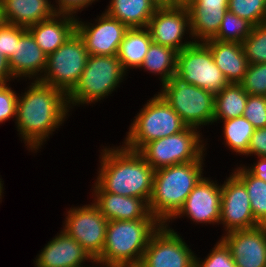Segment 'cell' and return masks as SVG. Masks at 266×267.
Wrapping results in <instances>:
<instances>
[{
	"instance_id": "ba28073f",
	"label": "cell",
	"mask_w": 266,
	"mask_h": 267,
	"mask_svg": "<svg viewBox=\"0 0 266 267\" xmlns=\"http://www.w3.org/2000/svg\"><path fill=\"white\" fill-rule=\"evenodd\" d=\"M186 127L183 131L146 143L138 152L154 170L195 162L206 152L208 139L202 131Z\"/></svg>"
},
{
	"instance_id": "83f0119b",
	"label": "cell",
	"mask_w": 266,
	"mask_h": 267,
	"mask_svg": "<svg viewBox=\"0 0 266 267\" xmlns=\"http://www.w3.org/2000/svg\"><path fill=\"white\" fill-rule=\"evenodd\" d=\"M176 63L177 51L152 42L139 69L142 68L145 72L156 75L161 82L159 85H162L176 73Z\"/></svg>"
},
{
	"instance_id": "d590c367",
	"label": "cell",
	"mask_w": 266,
	"mask_h": 267,
	"mask_svg": "<svg viewBox=\"0 0 266 267\" xmlns=\"http://www.w3.org/2000/svg\"><path fill=\"white\" fill-rule=\"evenodd\" d=\"M26 30V27L2 22L0 24V55L10 60L15 55L16 42Z\"/></svg>"
},
{
	"instance_id": "2e32d148",
	"label": "cell",
	"mask_w": 266,
	"mask_h": 267,
	"mask_svg": "<svg viewBox=\"0 0 266 267\" xmlns=\"http://www.w3.org/2000/svg\"><path fill=\"white\" fill-rule=\"evenodd\" d=\"M223 234L235 230L259 226L251 211L250 199L245 185L230 172L221 184L220 223ZM225 230V231H224Z\"/></svg>"
},
{
	"instance_id": "d6a6232c",
	"label": "cell",
	"mask_w": 266,
	"mask_h": 267,
	"mask_svg": "<svg viewBox=\"0 0 266 267\" xmlns=\"http://www.w3.org/2000/svg\"><path fill=\"white\" fill-rule=\"evenodd\" d=\"M228 11L252 26L266 23V0H229Z\"/></svg>"
},
{
	"instance_id": "e0dca14e",
	"label": "cell",
	"mask_w": 266,
	"mask_h": 267,
	"mask_svg": "<svg viewBox=\"0 0 266 267\" xmlns=\"http://www.w3.org/2000/svg\"><path fill=\"white\" fill-rule=\"evenodd\" d=\"M220 239L229 248L236 267H266V226L231 231Z\"/></svg>"
},
{
	"instance_id": "6da1fadb",
	"label": "cell",
	"mask_w": 266,
	"mask_h": 267,
	"mask_svg": "<svg viewBox=\"0 0 266 267\" xmlns=\"http://www.w3.org/2000/svg\"><path fill=\"white\" fill-rule=\"evenodd\" d=\"M27 85L18 95L14 123L24 147L37 154L72 112L67 94L62 90L38 80Z\"/></svg>"
},
{
	"instance_id": "8992f818",
	"label": "cell",
	"mask_w": 266,
	"mask_h": 267,
	"mask_svg": "<svg viewBox=\"0 0 266 267\" xmlns=\"http://www.w3.org/2000/svg\"><path fill=\"white\" fill-rule=\"evenodd\" d=\"M142 106L122 141L129 150L139 151L146 143L177 134L187 127L158 92Z\"/></svg>"
},
{
	"instance_id": "c3c4849f",
	"label": "cell",
	"mask_w": 266,
	"mask_h": 267,
	"mask_svg": "<svg viewBox=\"0 0 266 267\" xmlns=\"http://www.w3.org/2000/svg\"><path fill=\"white\" fill-rule=\"evenodd\" d=\"M91 267H110V266H103V265H99V264L94 263V264H92Z\"/></svg>"
},
{
	"instance_id": "d6986e66",
	"label": "cell",
	"mask_w": 266,
	"mask_h": 267,
	"mask_svg": "<svg viewBox=\"0 0 266 267\" xmlns=\"http://www.w3.org/2000/svg\"><path fill=\"white\" fill-rule=\"evenodd\" d=\"M91 189L92 202L108 220L157 219L150 213L148 203L141 198L105 192L96 182Z\"/></svg>"
},
{
	"instance_id": "836d02e7",
	"label": "cell",
	"mask_w": 266,
	"mask_h": 267,
	"mask_svg": "<svg viewBox=\"0 0 266 267\" xmlns=\"http://www.w3.org/2000/svg\"><path fill=\"white\" fill-rule=\"evenodd\" d=\"M195 267H236L233 257L226 244L218 239L213 248L204 257L195 255Z\"/></svg>"
},
{
	"instance_id": "5bb4252c",
	"label": "cell",
	"mask_w": 266,
	"mask_h": 267,
	"mask_svg": "<svg viewBox=\"0 0 266 267\" xmlns=\"http://www.w3.org/2000/svg\"><path fill=\"white\" fill-rule=\"evenodd\" d=\"M78 17L76 32L82 38L88 54L117 56L120 43L129 28L105 11L90 22Z\"/></svg>"
},
{
	"instance_id": "52a82bcc",
	"label": "cell",
	"mask_w": 266,
	"mask_h": 267,
	"mask_svg": "<svg viewBox=\"0 0 266 267\" xmlns=\"http://www.w3.org/2000/svg\"><path fill=\"white\" fill-rule=\"evenodd\" d=\"M158 90L187 127L200 130L213 125L215 95L172 74Z\"/></svg>"
},
{
	"instance_id": "7bdbcfd3",
	"label": "cell",
	"mask_w": 266,
	"mask_h": 267,
	"mask_svg": "<svg viewBox=\"0 0 266 267\" xmlns=\"http://www.w3.org/2000/svg\"><path fill=\"white\" fill-rule=\"evenodd\" d=\"M200 7L206 8H228L229 0H196Z\"/></svg>"
},
{
	"instance_id": "f6af8a7d",
	"label": "cell",
	"mask_w": 266,
	"mask_h": 267,
	"mask_svg": "<svg viewBox=\"0 0 266 267\" xmlns=\"http://www.w3.org/2000/svg\"><path fill=\"white\" fill-rule=\"evenodd\" d=\"M158 6H175V0H154Z\"/></svg>"
},
{
	"instance_id": "681fc988",
	"label": "cell",
	"mask_w": 266,
	"mask_h": 267,
	"mask_svg": "<svg viewBox=\"0 0 266 267\" xmlns=\"http://www.w3.org/2000/svg\"><path fill=\"white\" fill-rule=\"evenodd\" d=\"M120 267H141L140 265L120 266Z\"/></svg>"
},
{
	"instance_id": "8fae6325",
	"label": "cell",
	"mask_w": 266,
	"mask_h": 267,
	"mask_svg": "<svg viewBox=\"0 0 266 267\" xmlns=\"http://www.w3.org/2000/svg\"><path fill=\"white\" fill-rule=\"evenodd\" d=\"M61 228L71 238L82 245V248L95 261L102 253L108 220L93 203L71 206L66 209Z\"/></svg>"
},
{
	"instance_id": "44dd1931",
	"label": "cell",
	"mask_w": 266,
	"mask_h": 267,
	"mask_svg": "<svg viewBox=\"0 0 266 267\" xmlns=\"http://www.w3.org/2000/svg\"><path fill=\"white\" fill-rule=\"evenodd\" d=\"M41 50L55 52L76 31V16L57 13L55 16L27 27Z\"/></svg>"
},
{
	"instance_id": "f546056e",
	"label": "cell",
	"mask_w": 266,
	"mask_h": 267,
	"mask_svg": "<svg viewBox=\"0 0 266 267\" xmlns=\"http://www.w3.org/2000/svg\"><path fill=\"white\" fill-rule=\"evenodd\" d=\"M231 171L247 189L255 221L266 226V182L250 174L242 163Z\"/></svg>"
},
{
	"instance_id": "cb8c5ba5",
	"label": "cell",
	"mask_w": 266,
	"mask_h": 267,
	"mask_svg": "<svg viewBox=\"0 0 266 267\" xmlns=\"http://www.w3.org/2000/svg\"><path fill=\"white\" fill-rule=\"evenodd\" d=\"M158 7L154 0H110L104 11L128 28H146Z\"/></svg>"
},
{
	"instance_id": "ffe728a7",
	"label": "cell",
	"mask_w": 266,
	"mask_h": 267,
	"mask_svg": "<svg viewBox=\"0 0 266 267\" xmlns=\"http://www.w3.org/2000/svg\"><path fill=\"white\" fill-rule=\"evenodd\" d=\"M47 57L32 34L26 30L16 42L15 55L9 60L13 77L17 82L21 79L39 80L45 71Z\"/></svg>"
},
{
	"instance_id": "f1b7e54d",
	"label": "cell",
	"mask_w": 266,
	"mask_h": 267,
	"mask_svg": "<svg viewBox=\"0 0 266 267\" xmlns=\"http://www.w3.org/2000/svg\"><path fill=\"white\" fill-rule=\"evenodd\" d=\"M222 124L223 145L227 150H231L236 156H245L248 153L250 139L255 128L244 117H236L225 121H219Z\"/></svg>"
},
{
	"instance_id": "5b68a950",
	"label": "cell",
	"mask_w": 266,
	"mask_h": 267,
	"mask_svg": "<svg viewBox=\"0 0 266 267\" xmlns=\"http://www.w3.org/2000/svg\"><path fill=\"white\" fill-rule=\"evenodd\" d=\"M127 76L117 56L89 55L79 81L67 94L70 110L101 103L112 96Z\"/></svg>"
},
{
	"instance_id": "f35d334b",
	"label": "cell",
	"mask_w": 266,
	"mask_h": 267,
	"mask_svg": "<svg viewBox=\"0 0 266 267\" xmlns=\"http://www.w3.org/2000/svg\"><path fill=\"white\" fill-rule=\"evenodd\" d=\"M98 0H53L57 13L70 14L77 16L78 12H82Z\"/></svg>"
},
{
	"instance_id": "4316f807",
	"label": "cell",
	"mask_w": 266,
	"mask_h": 267,
	"mask_svg": "<svg viewBox=\"0 0 266 267\" xmlns=\"http://www.w3.org/2000/svg\"><path fill=\"white\" fill-rule=\"evenodd\" d=\"M248 93L241 84L229 83L215 95L213 124L243 116Z\"/></svg>"
},
{
	"instance_id": "8d00e7d4",
	"label": "cell",
	"mask_w": 266,
	"mask_h": 267,
	"mask_svg": "<svg viewBox=\"0 0 266 267\" xmlns=\"http://www.w3.org/2000/svg\"><path fill=\"white\" fill-rule=\"evenodd\" d=\"M243 116L255 129L266 127V96L248 94Z\"/></svg>"
},
{
	"instance_id": "4dcf8cb0",
	"label": "cell",
	"mask_w": 266,
	"mask_h": 267,
	"mask_svg": "<svg viewBox=\"0 0 266 267\" xmlns=\"http://www.w3.org/2000/svg\"><path fill=\"white\" fill-rule=\"evenodd\" d=\"M252 27L253 26L246 20L227 11L221 21L219 31L213 39L242 43L250 34Z\"/></svg>"
},
{
	"instance_id": "b9f144b4",
	"label": "cell",
	"mask_w": 266,
	"mask_h": 267,
	"mask_svg": "<svg viewBox=\"0 0 266 267\" xmlns=\"http://www.w3.org/2000/svg\"><path fill=\"white\" fill-rule=\"evenodd\" d=\"M15 80L9 66V60L0 55V83H9Z\"/></svg>"
},
{
	"instance_id": "bcb514c9",
	"label": "cell",
	"mask_w": 266,
	"mask_h": 267,
	"mask_svg": "<svg viewBox=\"0 0 266 267\" xmlns=\"http://www.w3.org/2000/svg\"><path fill=\"white\" fill-rule=\"evenodd\" d=\"M4 181L3 179H1L0 177V203H2V197H3V194H4Z\"/></svg>"
},
{
	"instance_id": "ab89813d",
	"label": "cell",
	"mask_w": 266,
	"mask_h": 267,
	"mask_svg": "<svg viewBox=\"0 0 266 267\" xmlns=\"http://www.w3.org/2000/svg\"><path fill=\"white\" fill-rule=\"evenodd\" d=\"M266 157V127L255 129L250 139L247 158L252 157Z\"/></svg>"
},
{
	"instance_id": "7c38bea8",
	"label": "cell",
	"mask_w": 266,
	"mask_h": 267,
	"mask_svg": "<svg viewBox=\"0 0 266 267\" xmlns=\"http://www.w3.org/2000/svg\"><path fill=\"white\" fill-rule=\"evenodd\" d=\"M172 226L162 224L151 236L141 267H195V251Z\"/></svg>"
},
{
	"instance_id": "3957f363",
	"label": "cell",
	"mask_w": 266,
	"mask_h": 267,
	"mask_svg": "<svg viewBox=\"0 0 266 267\" xmlns=\"http://www.w3.org/2000/svg\"><path fill=\"white\" fill-rule=\"evenodd\" d=\"M205 153L199 160L154 170L150 213L167 224L182 208L195 185L205 175ZM204 171V172H203Z\"/></svg>"
},
{
	"instance_id": "4fadbf2b",
	"label": "cell",
	"mask_w": 266,
	"mask_h": 267,
	"mask_svg": "<svg viewBox=\"0 0 266 267\" xmlns=\"http://www.w3.org/2000/svg\"><path fill=\"white\" fill-rule=\"evenodd\" d=\"M146 28L154 43L173 48L177 52L194 43L186 7L159 6Z\"/></svg>"
},
{
	"instance_id": "9a60e30c",
	"label": "cell",
	"mask_w": 266,
	"mask_h": 267,
	"mask_svg": "<svg viewBox=\"0 0 266 267\" xmlns=\"http://www.w3.org/2000/svg\"><path fill=\"white\" fill-rule=\"evenodd\" d=\"M212 177L203 176L191 191L178 213L166 224L176 219L187 218L191 224L218 225L220 223L221 184ZM171 222V224H170Z\"/></svg>"
},
{
	"instance_id": "1f68e13d",
	"label": "cell",
	"mask_w": 266,
	"mask_h": 267,
	"mask_svg": "<svg viewBox=\"0 0 266 267\" xmlns=\"http://www.w3.org/2000/svg\"><path fill=\"white\" fill-rule=\"evenodd\" d=\"M241 44L249 64L266 63V23L253 26Z\"/></svg>"
},
{
	"instance_id": "603a6c76",
	"label": "cell",
	"mask_w": 266,
	"mask_h": 267,
	"mask_svg": "<svg viewBox=\"0 0 266 267\" xmlns=\"http://www.w3.org/2000/svg\"><path fill=\"white\" fill-rule=\"evenodd\" d=\"M204 43L210 48L215 64L227 81L240 84L249 65L242 44L214 39L207 40Z\"/></svg>"
},
{
	"instance_id": "9c48e42d",
	"label": "cell",
	"mask_w": 266,
	"mask_h": 267,
	"mask_svg": "<svg viewBox=\"0 0 266 267\" xmlns=\"http://www.w3.org/2000/svg\"><path fill=\"white\" fill-rule=\"evenodd\" d=\"M89 54L75 31L67 41L47 57L45 71L38 80L68 94L79 81Z\"/></svg>"
},
{
	"instance_id": "e575fe53",
	"label": "cell",
	"mask_w": 266,
	"mask_h": 267,
	"mask_svg": "<svg viewBox=\"0 0 266 267\" xmlns=\"http://www.w3.org/2000/svg\"><path fill=\"white\" fill-rule=\"evenodd\" d=\"M240 84L249 95L266 96V63L249 64Z\"/></svg>"
},
{
	"instance_id": "7402d4cb",
	"label": "cell",
	"mask_w": 266,
	"mask_h": 267,
	"mask_svg": "<svg viewBox=\"0 0 266 267\" xmlns=\"http://www.w3.org/2000/svg\"><path fill=\"white\" fill-rule=\"evenodd\" d=\"M1 8L3 22L26 28L57 14L51 0H1Z\"/></svg>"
},
{
	"instance_id": "74e56055",
	"label": "cell",
	"mask_w": 266,
	"mask_h": 267,
	"mask_svg": "<svg viewBox=\"0 0 266 267\" xmlns=\"http://www.w3.org/2000/svg\"><path fill=\"white\" fill-rule=\"evenodd\" d=\"M19 93L11 87V83H0V124L16 121L17 99ZM14 118V119H13Z\"/></svg>"
},
{
	"instance_id": "7dc6e473",
	"label": "cell",
	"mask_w": 266,
	"mask_h": 267,
	"mask_svg": "<svg viewBox=\"0 0 266 267\" xmlns=\"http://www.w3.org/2000/svg\"><path fill=\"white\" fill-rule=\"evenodd\" d=\"M3 22L2 20V8H1V0H0V24Z\"/></svg>"
},
{
	"instance_id": "484cf974",
	"label": "cell",
	"mask_w": 266,
	"mask_h": 267,
	"mask_svg": "<svg viewBox=\"0 0 266 267\" xmlns=\"http://www.w3.org/2000/svg\"><path fill=\"white\" fill-rule=\"evenodd\" d=\"M187 9L194 42L213 39L219 31L224 14L228 11V8L200 7L196 2H193Z\"/></svg>"
},
{
	"instance_id": "30bf717a",
	"label": "cell",
	"mask_w": 266,
	"mask_h": 267,
	"mask_svg": "<svg viewBox=\"0 0 266 267\" xmlns=\"http://www.w3.org/2000/svg\"><path fill=\"white\" fill-rule=\"evenodd\" d=\"M176 74L214 95L229 84L204 42H194L177 52Z\"/></svg>"
},
{
	"instance_id": "d4e9b609",
	"label": "cell",
	"mask_w": 266,
	"mask_h": 267,
	"mask_svg": "<svg viewBox=\"0 0 266 267\" xmlns=\"http://www.w3.org/2000/svg\"><path fill=\"white\" fill-rule=\"evenodd\" d=\"M152 42L147 28H129L126 31L117 54L126 72L140 68Z\"/></svg>"
},
{
	"instance_id": "ac0fdd59",
	"label": "cell",
	"mask_w": 266,
	"mask_h": 267,
	"mask_svg": "<svg viewBox=\"0 0 266 267\" xmlns=\"http://www.w3.org/2000/svg\"><path fill=\"white\" fill-rule=\"evenodd\" d=\"M55 235L39 251L33 264L38 267H91L95 263L82 245L65 231L61 229Z\"/></svg>"
},
{
	"instance_id": "ee69618b",
	"label": "cell",
	"mask_w": 266,
	"mask_h": 267,
	"mask_svg": "<svg viewBox=\"0 0 266 267\" xmlns=\"http://www.w3.org/2000/svg\"><path fill=\"white\" fill-rule=\"evenodd\" d=\"M195 1L196 0H175V6L188 8Z\"/></svg>"
},
{
	"instance_id": "7a4b0ae2",
	"label": "cell",
	"mask_w": 266,
	"mask_h": 267,
	"mask_svg": "<svg viewBox=\"0 0 266 267\" xmlns=\"http://www.w3.org/2000/svg\"><path fill=\"white\" fill-rule=\"evenodd\" d=\"M102 146L95 182L105 191L117 195L137 197L147 203L152 194L154 169L138 151L121 143Z\"/></svg>"
},
{
	"instance_id": "277c9868",
	"label": "cell",
	"mask_w": 266,
	"mask_h": 267,
	"mask_svg": "<svg viewBox=\"0 0 266 267\" xmlns=\"http://www.w3.org/2000/svg\"><path fill=\"white\" fill-rule=\"evenodd\" d=\"M161 225L158 219L108 221L104 247L95 263L110 267L139 265L151 236Z\"/></svg>"
},
{
	"instance_id": "60d3db41",
	"label": "cell",
	"mask_w": 266,
	"mask_h": 267,
	"mask_svg": "<svg viewBox=\"0 0 266 267\" xmlns=\"http://www.w3.org/2000/svg\"><path fill=\"white\" fill-rule=\"evenodd\" d=\"M253 164H242L243 167L253 176L266 182V157H256Z\"/></svg>"
}]
</instances>
